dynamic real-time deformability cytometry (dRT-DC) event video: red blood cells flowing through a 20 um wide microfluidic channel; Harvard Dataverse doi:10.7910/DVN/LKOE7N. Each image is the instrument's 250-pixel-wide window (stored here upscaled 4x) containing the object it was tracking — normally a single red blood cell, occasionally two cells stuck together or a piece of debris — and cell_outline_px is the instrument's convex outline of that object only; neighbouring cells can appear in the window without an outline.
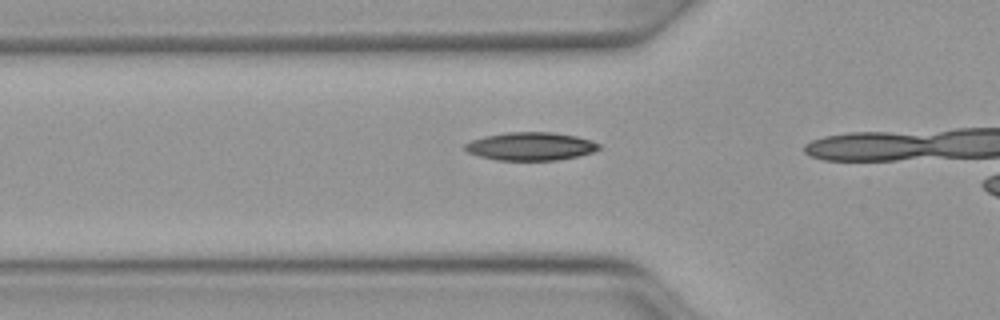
{"species": "Egyptian fruit bat (a non-hibernating species)", "species_latin": "Rousettus aegyptiacus", "temperature_condition": "warm", "stored_images_in_passage": 12, "camera_frame_rate_fps": 3000, "um_per_image_px": 0.085, "animal": {"sex": "female"}, "frame": {"image": 1, "passage_image": 10, "time_ms": 3.0, "image_size_px": [1000, 320], "cell_outline_px": [[600, 148], [592, 152], [580, 156], [556, 160], [496, 160], [480, 156], [468, 152], [464, 148], [464, 144], [472, 140], [484, 136], [508, 132], [552, 132], [576, 136], [592, 140], [600, 144]], "centroid_in_image_um": [45.12, 12.43], "position_along_channel_um": 80.7, "area_um2": 21.96}}